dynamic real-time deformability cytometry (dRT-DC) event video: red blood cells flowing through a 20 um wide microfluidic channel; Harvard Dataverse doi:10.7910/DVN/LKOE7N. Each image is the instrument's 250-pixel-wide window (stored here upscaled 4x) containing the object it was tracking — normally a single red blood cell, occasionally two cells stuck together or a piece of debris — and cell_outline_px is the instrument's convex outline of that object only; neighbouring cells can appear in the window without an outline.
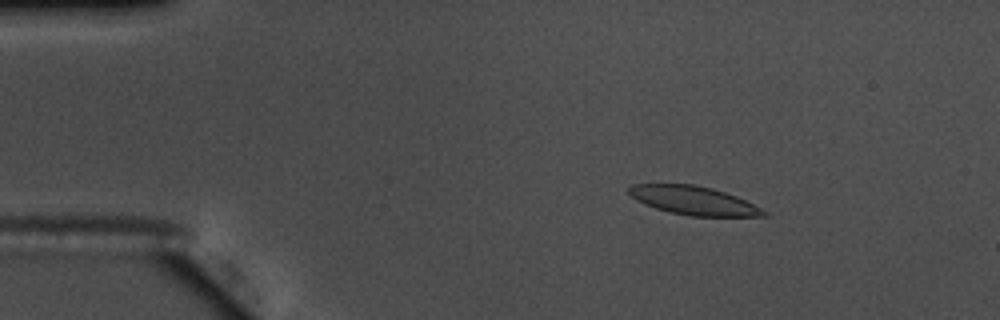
{"species": "common noctule bat (a hibernating species)", "species_latin": "Nyctalus noctula", "temperature_condition": "warm", "stored_images_in_passage": 56, "camera_frame_rate_fps": 3000, "um_per_image_px": 0.085, "animal": {"sex": "male", "body_mass_g": 17.5, "forearm_length_mm": 52.3}, "frame": {"image": 1, "passage_image": 9, "time_ms": 2.667, "image_size_px": [1000, 320], "cell_outline_px": [[768, 216], [692, 216], [672, 212], [656, 208], [644, 204], [636, 200], [628, 192], [628, 188], [632, 184], [692, 184], [712, 188], [736, 196], [768, 212]], "centroid_in_image_um": [58.94, 17.04], "position_along_channel_um": 26.1, "area_um2": 22.2}}
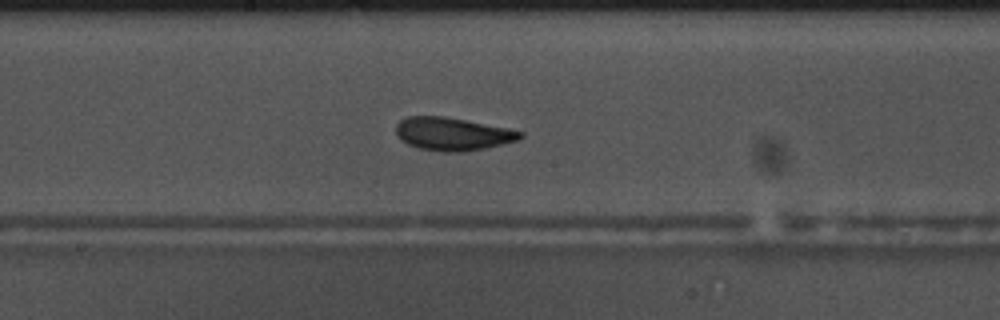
{"frame": {"image": 2, "passage_image": 30, "time_ms": 9.667, "image_size_px": [1000, 320], "cell_outline_px": [[524, 136], [520, 140], [484, 148], [464, 152], [440, 152], [420, 148], [408, 144], [400, 140], [396, 132], [396, 124], [400, 120], [408, 116], [444, 116], [524, 132]], "centroid_in_image_um": [38.44, 11.39], "position_along_channel_um": 209.8, "area_um2": 23.76}}
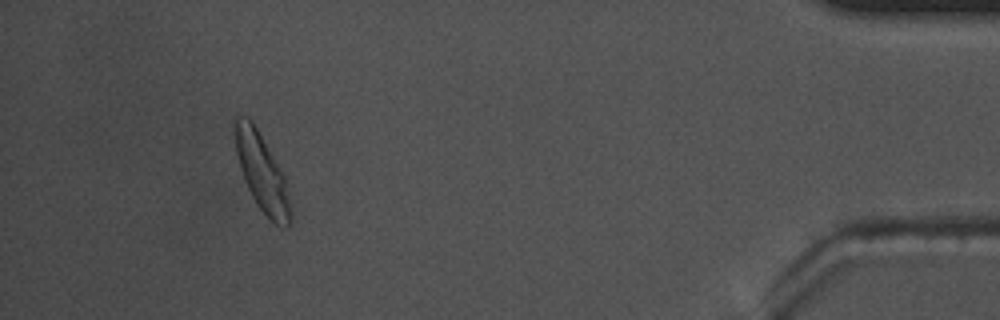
{"frame": {"image": 3, "passage_image": 52, "time_ms": 17.0, "image_size_px": [1000, 320], "cell_outline_px": [[288, 228], [284, 228], [276, 224], [256, 204], [244, 180], [240, 168], [236, 152], [232, 120], [236, 116], [248, 116], [252, 120], [284, 176], [288, 200]], "centroid_in_image_um": [22.17, 14.55], "position_along_channel_um": 413.0, "area_um2": 24.28}, "authors_computed_cell_mechanics": {"area_um2": 23.3801, "velocity_mm_per_s": 3.6295, "shape_relaxation_time_tau1_ms": 3.7625, "shape_relaxation_time_tau2_ms": 1.4102, "deformation_change_tau1": 0.124, "deformation_change_tau2": 0.0735}}